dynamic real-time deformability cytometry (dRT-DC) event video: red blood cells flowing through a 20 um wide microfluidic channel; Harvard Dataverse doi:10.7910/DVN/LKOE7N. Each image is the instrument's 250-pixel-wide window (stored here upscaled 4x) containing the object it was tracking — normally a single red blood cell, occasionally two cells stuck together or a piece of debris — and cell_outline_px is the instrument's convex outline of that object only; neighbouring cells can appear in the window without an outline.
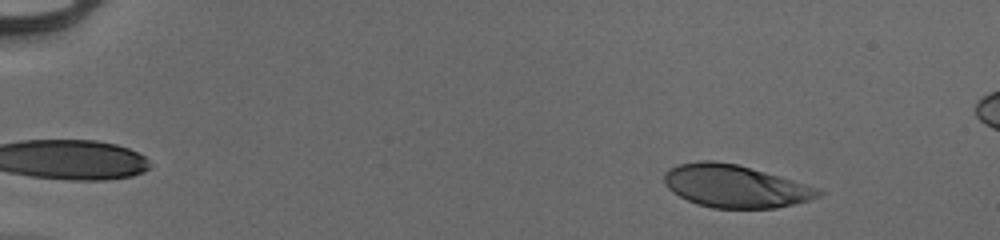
{"species": "human", "species_latin": "Homo sapiens", "temperature_condition": "cold", "stored_images_in_passage": 45, "camera_frame_rate_fps": 3000, "um_per_image_px": 0.085, "donor": {"sex": "male"}, "frame": {"image": 1, "passage_image": 3, "time_ms": 0.667, "image_size_px": [1000, 240], "cell_outline_px": [[824, 192], [820, 196], [808, 200], [776, 208], [712, 208], [696, 204], [672, 192], [664, 184], [664, 172], [668, 168], [676, 164], [700, 160], [716, 160], [736, 164], [820, 188]], "centroid_in_image_um": [62.44, 15.82], "position_along_channel_um": 22.6, "area_um2": 38.32}}
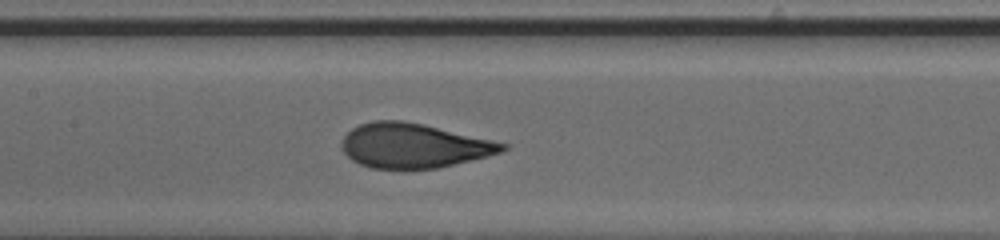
{"frame": {"image": 2, "passage_image": 24, "time_ms": 7.667, "image_size_px": [1000, 240], "cell_outline_px": [[512, 144], [508, 148], [500, 152], [488, 156], [436, 168], [372, 168], [360, 164], [352, 160], [340, 148], [340, 144], [344, 136], [352, 128], [360, 124], [372, 120], [404, 120], [424, 124]], "centroid_in_image_um": [35.17, 12.36], "position_along_channel_um": 172.2, "area_um2": 41.79}}
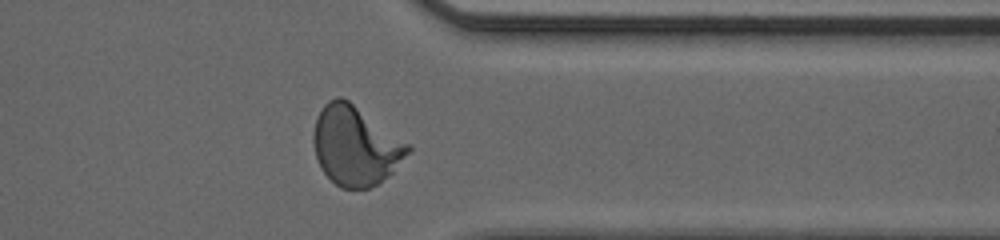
{"frame": {"image": 3, "passage_image": 40, "time_ms": 13.0, "image_size_px": [1000, 240], "cell_outline_px": [[412, 148], [392, 172], [388, 176], [376, 184], [368, 188], [340, 188], [320, 168], [316, 156], [312, 140], [312, 132], [316, 120], [324, 104], [328, 100], [336, 96], [340, 96], [348, 100], [408, 144]], "centroid_in_image_um": [30.16, 12.39], "position_along_channel_um": 381.2, "area_um2": 42.95}, "authors_computed_cell_mechanics": {"area_um2": 41.327, "velocity_mm_per_s": 3.9556, "shape_relaxation_time_tau1_ms": 3.9984, "shape_relaxation_time_tau2_ms": null, "deformation_change_tau1": 0.2115, "deformation_change_tau2": null}}